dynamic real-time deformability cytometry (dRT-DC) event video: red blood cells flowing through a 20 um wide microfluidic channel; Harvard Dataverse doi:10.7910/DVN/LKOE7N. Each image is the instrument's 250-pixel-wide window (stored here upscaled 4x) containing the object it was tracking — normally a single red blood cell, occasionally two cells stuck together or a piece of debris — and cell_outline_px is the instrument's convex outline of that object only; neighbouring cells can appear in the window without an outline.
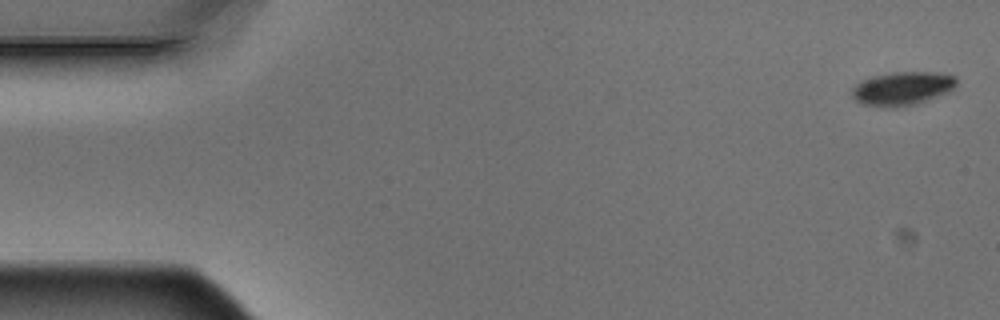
{"species": "Egyptian fruit bat (a non-hibernating species)", "species_latin": "Rousettus aegyptiacus", "temperature_condition": "warm", "stored_images_in_passage": 7, "camera_frame_rate_fps": 3000, "um_per_image_px": 0.085, "animal": {"sex": "male"}, "frame": {"image": 1, "passage_image": 1, "time_ms": 0.0, "image_size_px": [1000, 320], "cell_outline_px": [[956, 84], [948, 92], [916, 104], [896, 108], [888, 108], [864, 104], [856, 100], [852, 96], [852, 88], [856, 84], [864, 80], [876, 76], [896, 72], [932, 72], [956, 76]], "centroid_in_image_um": [76.7, 7.54], "position_along_channel_um": 8.3, "area_um2": 20.17}}
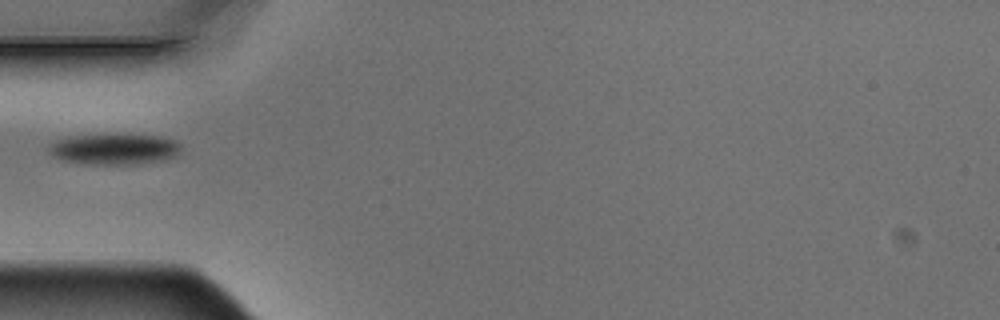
{"frame": {"image": 2, "passage_image": 5, "time_ms": 1.333, "image_size_px": [1000, 320], "cell_outline_px": [[180, 148], [176, 156], [168, 160], [140, 164], [80, 164], [64, 160], [52, 156], [48, 152], [48, 144], [56, 140], [72, 136], [104, 132], [160, 136], [176, 140], [180, 144]], "centroid_in_image_um": [9.71, 12.64], "position_along_channel_um": 75.3, "area_um2": 24.85}}
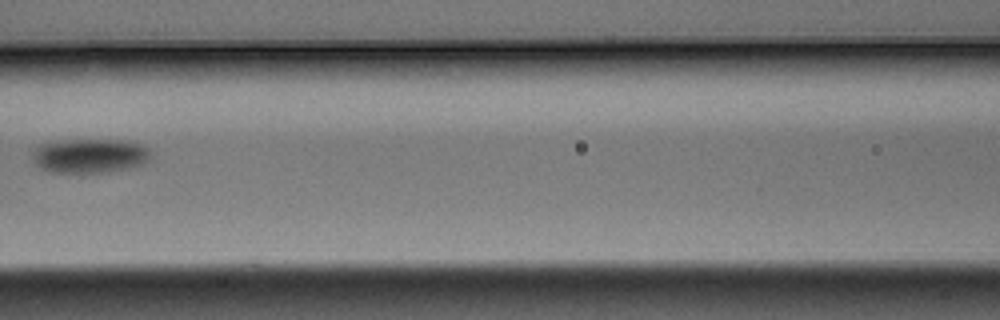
{"frame": {"image": 3, "passage_image": 7, "time_ms": 2.0, "image_size_px": [1000, 320], "cell_outline_px": [[152, 156], [144, 164], [124, 168], [100, 172], [48, 172], [40, 168], [32, 160], [32, 152], [40, 144], [64, 140], [120, 140], [140, 144], [148, 148]], "centroid_in_image_um": [7.6, 13.23], "position_along_channel_um": 159.0, "area_um2": 23.47}}